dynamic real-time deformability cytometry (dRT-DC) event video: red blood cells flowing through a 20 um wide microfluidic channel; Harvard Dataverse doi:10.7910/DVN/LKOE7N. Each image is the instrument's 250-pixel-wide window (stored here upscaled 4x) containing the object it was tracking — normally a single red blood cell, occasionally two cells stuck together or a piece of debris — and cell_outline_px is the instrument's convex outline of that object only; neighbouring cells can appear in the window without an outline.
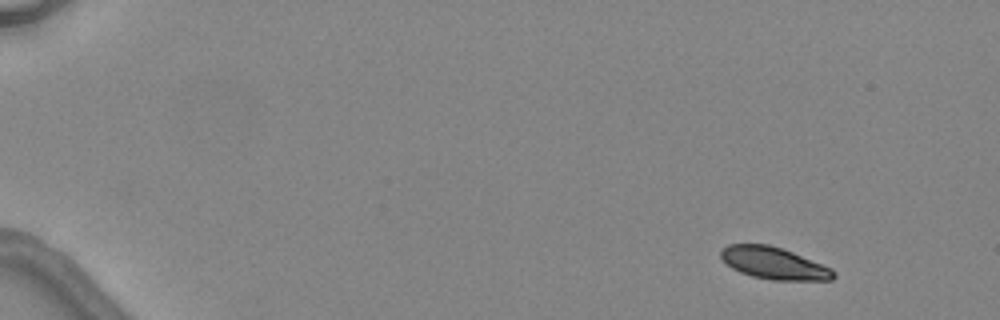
{"species": "common noctule bat (a hibernating species)", "species_latin": "Nyctalus noctula", "temperature_condition": "warm", "stored_images_in_passage": 4, "camera_frame_rate_fps": 3000, "um_per_image_px": 0.085, "animal": {"sex": "female", "body_mass_g": 24.6, "forearm_length_mm": 56.2}, "frame": {"image": 1, "passage_image": 4, "time_ms": 4.333, "image_size_px": [1000, 320], "cell_outline_px": [[836, 276], [832, 280], [772, 280], [752, 276], [740, 272], [732, 268], [720, 256], [720, 252], [728, 244], [768, 244], [792, 252], [832, 268], [836, 272]], "centroid_in_image_um": [65.8, 22.38], "position_along_channel_um": 19.2, "area_um2": 20.87}}